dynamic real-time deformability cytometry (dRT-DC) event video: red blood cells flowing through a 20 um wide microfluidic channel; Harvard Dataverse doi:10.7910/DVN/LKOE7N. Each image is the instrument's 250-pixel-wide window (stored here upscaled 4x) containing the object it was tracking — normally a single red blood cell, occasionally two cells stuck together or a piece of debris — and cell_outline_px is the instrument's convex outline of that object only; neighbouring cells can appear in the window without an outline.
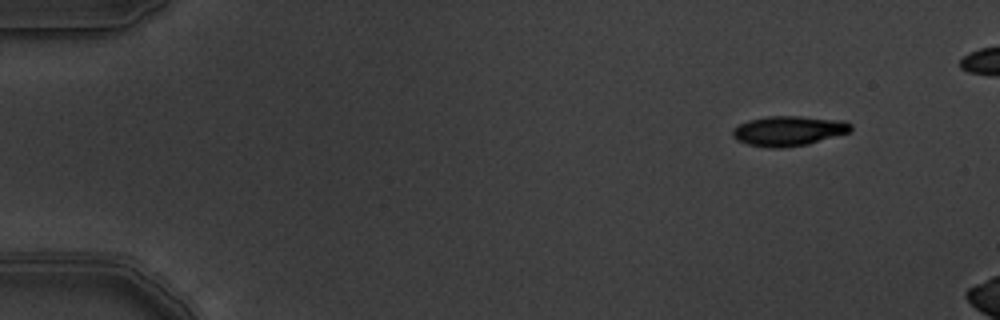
{"species": "common noctule bat (a hibernating species)", "species_latin": "Nyctalus noctula", "temperature_condition": "warm", "stored_images_in_passage": 3, "camera_frame_rate_fps": 3000, "um_per_image_px": 0.085, "animal": {"sex": "male", "body_mass_g": 19.5, "forearm_length_mm": 54.6}, "frame": {"image": 1, "passage_image": 1, "time_ms": 0.0, "image_size_px": [1000, 320], "cell_outline_px": [[852, 128], [848, 132], [808, 144], [780, 148], [772, 148], [748, 144], [736, 140], [732, 136], [732, 128], [748, 120], [768, 116], [800, 116], [844, 120], [852, 124]], "centroid_in_image_um": [67.01, 11.11], "position_along_channel_um": 18.0, "area_um2": 20.58}}